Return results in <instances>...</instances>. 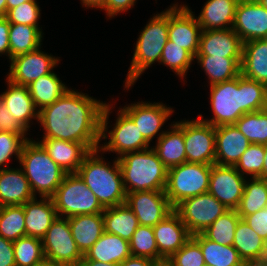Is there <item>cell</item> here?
<instances>
[{
  "instance_id": "2e32d148",
  "label": "cell",
  "mask_w": 267,
  "mask_h": 266,
  "mask_svg": "<svg viewBox=\"0 0 267 266\" xmlns=\"http://www.w3.org/2000/svg\"><path fill=\"white\" fill-rule=\"evenodd\" d=\"M125 204L142 226L154 227L174 210L165 191L130 192L126 194Z\"/></svg>"
},
{
  "instance_id": "4dcf8cb0",
  "label": "cell",
  "mask_w": 267,
  "mask_h": 266,
  "mask_svg": "<svg viewBox=\"0 0 267 266\" xmlns=\"http://www.w3.org/2000/svg\"><path fill=\"white\" fill-rule=\"evenodd\" d=\"M233 247L247 266L266 258L265 241L242 218L235 230Z\"/></svg>"
},
{
  "instance_id": "e7e4bbea",
  "label": "cell",
  "mask_w": 267,
  "mask_h": 266,
  "mask_svg": "<svg viewBox=\"0 0 267 266\" xmlns=\"http://www.w3.org/2000/svg\"><path fill=\"white\" fill-rule=\"evenodd\" d=\"M265 251H266V258H267V239L265 240Z\"/></svg>"
},
{
  "instance_id": "b9f144b4",
  "label": "cell",
  "mask_w": 267,
  "mask_h": 266,
  "mask_svg": "<svg viewBox=\"0 0 267 266\" xmlns=\"http://www.w3.org/2000/svg\"><path fill=\"white\" fill-rule=\"evenodd\" d=\"M13 246L16 266H34L45 259L42 239L23 236Z\"/></svg>"
},
{
  "instance_id": "db71d44e",
  "label": "cell",
  "mask_w": 267,
  "mask_h": 266,
  "mask_svg": "<svg viewBox=\"0 0 267 266\" xmlns=\"http://www.w3.org/2000/svg\"><path fill=\"white\" fill-rule=\"evenodd\" d=\"M159 265L160 263H158L155 260H151L144 257H136L132 255L118 264V266H159Z\"/></svg>"
},
{
  "instance_id": "f1b7e54d",
  "label": "cell",
  "mask_w": 267,
  "mask_h": 266,
  "mask_svg": "<svg viewBox=\"0 0 267 266\" xmlns=\"http://www.w3.org/2000/svg\"><path fill=\"white\" fill-rule=\"evenodd\" d=\"M72 236L84 255L105 232L102 214H85L68 217Z\"/></svg>"
},
{
  "instance_id": "3957f363",
  "label": "cell",
  "mask_w": 267,
  "mask_h": 266,
  "mask_svg": "<svg viewBox=\"0 0 267 266\" xmlns=\"http://www.w3.org/2000/svg\"><path fill=\"white\" fill-rule=\"evenodd\" d=\"M99 149L90 151L84 158L77 174L94 193L103 208L125 203L126 191L118 159L111 166L104 157L98 155Z\"/></svg>"
},
{
  "instance_id": "681fc988",
  "label": "cell",
  "mask_w": 267,
  "mask_h": 266,
  "mask_svg": "<svg viewBox=\"0 0 267 266\" xmlns=\"http://www.w3.org/2000/svg\"><path fill=\"white\" fill-rule=\"evenodd\" d=\"M243 220L264 241L267 239V207L245 216Z\"/></svg>"
},
{
  "instance_id": "484cf974",
  "label": "cell",
  "mask_w": 267,
  "mask_h": 266,
  "mask_svg": "<svg viewBox=\"0 0 267 266\" xmlns=\"http://www.w3.org/2000/svg\"><path fill=\"white\" fill-rule=\"evenodd\" d=\"M34 197L22 168L0 170L1 206L23 205Z\"/></svg>"
},
{
  "instance_id": "f6af8a7d",
  "label": "cell",
  "mask_w": 267,
  "mask_h": 266,
  "mask_svg": "<svg viewBox=\"0 0 267 266\" xmlns=\"http://www.w3.org/2000/svg\"><path fill=\"white\" fill-rule=\"evenodd\" d=\"M168 266H204L200 245L192 238L166 260Z\"/></svg>"
},
{
  "instance_id": "6da1fadb",
  "label": "cell",
  "mask_w": 267,
  "mask_h": 266,
  "mask_svg": "<svg viewBox=\"0 0 267 266\" xmlns=\"http://www.w3.org/2000/svg\"><path fill=\"white\" fill-rule=\"evenodd\" d=\"M105 103L86 93L67 90L54 103L39 111L42 139L82 143L89 151L101 143V114Z\"/></svg>"
},
{
  "instance_id": "8992f818",
  "label": "cell",
  "mask_w": 267,
  "mask_h": 266,
  "mask_svg": "<svg viewBox=\"0 0 267 266\" xmlns=\"http://www.w3.org/2000/svg\"><path fill=\"white\" fill-rule=\"evenodd\" d=\"M169 9L148 21L136 41L133 58L125 79L126 90L138 80L153 63L159 62L168 40Z\"/></svg>"
},
{
  "instance_id": "836d02e7",
  "label": "cell",
  "mask_w": 267,
  "mask_h": 266,
  "mask_svg": "<svg viewBox=\"0 0 267 266\" xmlns=\"http://www.w3.org/2000/svg\"><path fill=\"white\" fill-rule=\"evenodd\" d=\"M102 215L105 232L117 235L127 241L131 240L140 225L133 211L125 203L104 208Z\"/></svg>"
},
{
  "instance_id": "52a82bcc",
  "label": "cell",
  "mask_w": 267,
  "mask_h": 266,
  "mask_svg": "<svg viewBox=\"0 0 267 266\" xmlns=\"http://www.w3.org/2000/svg\"><path fill=\"white\" fill-rule=\"evenodd\" d=\"M112 108L111 103H105L101 114L100 139H109V141L102 146L100 145L98 149L103 153L115 152L118 154L116 158H120L126 153L148 149L150 143L139 132L134 121L121 108L117 113L118 117L113 129L108 132L107 124Z\"/></svg>"
},
{
  "instance_id": "d4e9b609",
  "label": "cell",
  "mask_w": 267,
  "mask_h": 266,
  "mask_svg": "<svg viewBox=\"0 0 267 266\" xmlns=\"http://www.w3.org/2000/svg\"><path fill=\"white\" fill-rule=\"evenodd\" d=\"M39 143L66 174L77 173L85 156L90 152L79 142L43 139Z\"/></svg>"
},
{
  "instance_id": "74e56055",
  "label": "cell",
  "mask_w": 267,
  "mask_h": 266,
  "mask_svg": "<svg viewBox=\"0 0 267 266\" xmlns=\"http://www.w3.org/2000/svg\"><path fill=\"white\" fill-rule=\"evenodd\" d=\"M235 125L251 144H267V108L242 115Z\"/></svg>"
},
{
  "instance_id": "03108f58",
  "label": "cell",
  "mask_w": 267,
  "mask_h": 266,
  "mask_svg": "<svg viewBox=\"0 0 267 266\" xmlns=\"http://www.w3.org/2000/svg\"><path fill=\"white\" fill-rule=\"evenodd\" d=\"M159 266H168L167 264H160Z\"/></svg>"
},
{
  "instance_id": "7402d4cb",
  "label": "cell",
  "mask_w": 267,
  "mask_h": 266,
  "mask_svg": "<svg viewBox=\"0 0 267 266\" xmlns=\"http://www.w3.org/2000/svg\"><path fill=\"white\" fill-rule=\"evenodd\" d=\"M170 126L171 131L160 132L156 140L157 143L153 146L158 158L167 169L186 162L184 121L175 122Z\"/></svg>"
},
{
  "instance_id": "603a6c76",
  "label": "cell",
  "mask_w": 267,
  "mask_h": 266,
  "mask_svg": "<svg viewBox=\"0 0 267 266\" xmlns=\"http://www.w3.org/2000/svg\"><path fill=\"white\" fill-rule=\"evenodd\" d=\"M25 216V236L42 239L51 223L58 217L51 198L36 197L23 204Z\"/></svg>"
},
{
  "instance_id": "44dd1931",
  "label": "cell",
  "mask_w": 267,
  "mask_h": 266,
  "mask_svg": "<svg viewBox=\"0 0 267 266\" xmlns=\"http://www.w3.org/2000/svg\"><path fill=\"white\" fill-rule=\"evenodd\" d=\"M215 163L235 166L251 144L235 124L215 127Z\"/></svg>"
},
{
  "instance_id": "f546056e",
  "label": "cell",
  "mask_w": 267,
  "mask_h": 266,
  "mask_svg": "<svg viewBox=\"0 0 267 266\" xmlns=\"http://www.w3.org/2000/svg\"><path fill=\"white\" fill-rule=\"evenodd\" d=\"M239 0H208L197 20L202 30L231 29Z\"/></svg>"
},
{
  "instance_id": "ac0fdd59",
  "label": "cell",
  "mask_w": 267,
  "mask_h": 266,
  "mask_svg": "<svg viewBox=\"0 0 267 266\" xmlns=\"http://www.w3.org/2000/svg\"><path fill=\"white\" fill-rule=\"evenodd\" d=\"M135 123L143 137L150 143L162 125L174 113L171 107L161 103L137 102L121 108Z\"/></svg>"
},
{
  "instance_id": "f5cc1de1",
  "label": "cell",
  "mask_w": 267,
  "mask_h": 266,
  "mask_svg": "<svg viewBox=\"0 0 267 266\" xmlns=\"http://www.w3.org/2000/svg\"><path fill=\"white\" fill-rule=\"evenodd\" d=\"M11 23L5 18L0 17V56L6 54L10 59L9 30Z\"/></svg>"
},
{
  "instance_id": "ab89813d",
  "label": "cell",
  "mask_w": 267,
  "mask_h": 266,
  "mask_svg": "<svg viewBox=\"0 0 267 266\" xmlns=\"http://www.w3.org/2000/svg\"><path fill=\"white\" fill-rule=\"evenodd\" d=\"M241 217L236 210H228L219 216L202 234L218 244L233 245L235 230Z\"/></svg>"
},
{
  "instance_id": "ffe728a7",
  "label": "cell",
  "mask_w": 267,
  "mask_h": 266,
  "mask_svg": "<svg viewBox=\"0 0 267 266\" xmlns=\"http://www.w3.org/2000/svg\"><path fill=\"white\" fill-rule=\"evenodd\" d=\"M243 43L231 29L202 30L197 55L242 58Z\"/></svg>"
},
{
  "instance_id": "7a4b0ae2",
  "label": "cell",
  "mask_w": 267,
  "mask_h": 266,
  "mask_svg": "<svg viewBox=\"0 0 267 266\" xmlns=\"http://www.w3.org/2000/svg\"><path fill=\"white\" fill-rule=\"evenodd\" d=\"M210 103L214 116L208 120L214 127L235 124L244 114L267 108V85L243 77L210 86Z\"/></svg>"
},
{
  "instance_id": "6125c7cd",
  "label": "cell",
  "mask_w": 267,
  "mask_h": 266,
  "mask_svg": "<svg viewBox=\"0 0 267 266\" xmlns=\"http://www.w3.org/2000/svg\"><path fill=\"white\" fill-rule=\"evenodd\" d=\"M252 266H267V258L262 259L261 261L255 263V264L252 265Z\"/></svg>"
},
{
  "instance_id": "7dc6e473",
  "label": "cell",
  "mask_w": 267,
  "mask_h": 266,
  "mask_svg": "<svg viewBox=\"0 0 267 266\" xmlns=\"http://www.w3.org/2000/svg\"><path fill=\"white\" fill-rule=\"evenodd\" d=\"M26 140L20 135L12 132H0V170L8 168L7 163L14 155L19 160L21 150ZM4 165V167H3Z\"/></svg>"
},
{
  "instance_id": "9f6ffc18",
  "label": "cell",
  "mask_w": 267,
  "mask_h": 266,
  "mask_svg": "<svg viewBox=\"0 0 267 266\" xmlns=\"http://www.w3.org/2000/svg\"><path fill=\"white\" fill-rule=\"evenodd\" d=\"M79 266H118L116 263L97 262L94 260H82Z\"/></svg>"
},
{
  "instance_id": "91938a15",
  "label": "cell",
  "mask_w": 267,
  "mask_h": 266,
  "mask_svg": "<svg viewBox=\"0 0 267 266\" xmlns=\"http://www.w3.org/2000/svg\"><path fill=\"white\" fill-rule=\"evenodd\" d=\"M7 14V0H0V17H5Z\"/></svg>"
},
{
  "instance_id": "f907efd6",
  "label": "cell",
  "mask_w": 267,
  "mask_h": 266,
  "mask_svg": "<svg viewBox=\"0 0 267 266\" xmlns=\"http://www.w3.org/2000/svg\"><path fill=\"white\" fill-rule=\"evenodd\" d=\"M137 0H105L104 6L101 8L105 10L109 18L116 16L119 13L128 11L134 7Z\"/></svg>"
},
{
  "instance_id": "7c38bea8",
  "label": "cell",
  "mask_w": 267,
  "mask_h": 266,
  "mask_svg": "<svg viewBox=\"0 0 267 266\" xmlns=\"http://www.w3.org/2000/svg\"><path fill=\"white\" fill-rule=\"evenodd\" d=\"M186 162L213 165L215 163V127L202 121L184 120Z\"/></svg>"
},
{
  "instance_id": "ba28073f",
  "label": "cell",
  "mask_w": 267,
  "mask_h": 266,
  "mask_svg": "<svg viewBox=\"0 0 267 266\" xmlns=\"http://www.w3.org/2000/svg\"><path fill=\"white\" fill-rule=\"evenodd\" d=\"M58 217L102 214L104 208L77 173L66 174L51 197Z\"/></svg>"
},
{
  "instance_id": "83f0119b",
  "label": "cell",
  "mask_w": 267,
  "mask_h": 266,
  "mask_svg": "<svg viewBox=\"0 0 267 266\" xmlns=\"http://www.w3.org/2000/svg\"><path fill=\"white\" fill-rule=\"evenodd\" d=\"M130 256L129 241L104 232L93 246L84 253L82 260L119 264Z\"/></svg>"
},
{
  "instance_id": "c3c4849f",
  "label": "cell",
  "mask_w": 267,
  "mask_h": 266,
  "mask_svg": "<svg viewBox=\"0 0 267 266\" xmlns=\"http://www.w3.org/2000/svg\"><path fill=\"white\" fill-rule=\"evenodd\" d=\"M12 132L20 134L26 141V133L28 132L9 112L8 108L0 98V132Z\"/></svg>"
},
{
  "instance_id": "4316f807",
  "label": "cell",
  "mask_w": 267,
  "mask_h": 266,
  "mask_svg": "<svg viewBox=\"0 0 267 266\" xmlns=\"http://www.w3.org/2000/svg\"><path fill=\"white\" fill-rule=\"evenodd\" d=\"M241 75L267 85V39L243 43Z\"/></svg>"
},
{
  "instance_id": "d6986e66",
  "label": "cell",
  "mask_w": 267,
  "mask_h": 266,
  "mask_svg": "<svg viewBox=\"0 0 267 266\" xmlns=\"http://www.w3.org/2000/svg\"><path fill=\"white\" fill-rule=\"evenodd\" d=\"M153 228L159 254L167 260L184 246L191 234L173 210Z\"/></svg>"
},
{
  "instance_id": "8d00e7d4",
  "label": "cell",
  "mask_w": 267,
  "mask_h": 266,
  "mask_svg": "<svg viewBox=\"0 0 267 266\" xmlns=\"http://www.w3.org/2000/svg\"><path fill=\"white\" fill-rule=\"evenodd\" d=\"M250 179L248 181L246 179L244 192L236 209L242 219L267 207V180L262 178Z\"/></svg>"
},
{
  "instance_id": "11a10c76",
  "label": "cell",
  "mask_w": 267,
  "mask_h": 266,
  "mask_svg": "<svg viewBox=\"0 0 267 266\" xmlns=\"http://www.w3.org/2000/svg\"><path fill=\"white\" fill-rule=\"evenodd\" d=\"M81 2L84 7L101 9L104 6L105 0H81Z\"/></svg>"
},
{
  "instance_id": "d6a6232c",
  "label": "cell",
  "mask_w": 267,
  "mask_h": 266,
  "mask_svg": "<svg viewBox=\"0 0 267 266\" xmlns=\"http://www.w3.org/2000/svg\"><path fill=\"white\" fill-rule=\"evenodd\" d=\"M195 59L208 76L210 86L231 80L241 74L242 58L196 55Z\"/></svg>"
},
{
  "instance_id": "94428289",
  "label": "cell",
  "mask_w": 267,
  "mask_h": 266,
  "mask_svg": "<svg viewBox=\"0 0 267 266\" xmlns=\"http://www.w3.org/2000/svg\"><path fill=\"white\" fill-rule=\"evenodd\" d=\"M34 266H58L50 260L44 259L42 262L35 264Z\"/></svg>"
},
{
  "instance_id": "d590c367",
  "label": "cell",
  "mask_w": 267,
  "mask_h": 266,
  "mask_svg": "<svg viewBox=\"0 0 267 266\" xmlns=\"http://www.w3.org/2000/svg\"><path fill=\"white\" fill-rule=\"evenodd\" d=\"M43 33L36 27L11 23L9 30L10 60L41 47Z\"/></svg>"
},
{
  "instance_id": "816d5d0a",
  "label": "cell",
  "mask_w": 267,
  "mask_h": 266,
  "mask_svg": "<svg viewBox=\"0 0 267 266\" xmlns=\"http://www.w3.org/2000/svg\"><path fill=\"white\" fill-rule=\"evenodd\" d=\"M0 266H16L13 242L0 235Z\"/></svg>"
},
{
  "instance_id": "e0dca14e",
  "label": "cell",
  "mask_w": 267,
  "mask_h": 266,
  "mask_svg": "<svg viewBox=\"0 0 267 266\" xmlns=\"http://www.w3.org/2000/svg\"><path fill=\"white\" fill-rule=\"evenodd\" d=\"M232 29L242 43L267 39V9L257 1L239 0Z\"/></svg>"
},
{
  "instance_id": "be15d7a7",
  "label": "cell",
  "mask_w": 267,
  "mask_h": 266,
  "mask_svg": "<svg viewBox=\"0 0 267 266\" xmlns=\"http://www.w3.org/2000/svg\"><path fill=\"white\" fill-rule=\"evenodd\" d=\"M257 2L267 9V0H258Z\"/></svg>"
},
{
  "instance_id": "8fae6325",
  "label": "cell",
  "mask_w": 267,
  "mask_h": 266,
  "mask_svg": "<svg viewBox=\"0 0 267 266\" xmlns=\"http://www.w3.org/2000/svg\"><path fill=\"white\" fill-rule=\"evenodd\" d=\"M191 235L202 233L228 209L211 193L206 192L184 199L174 207Z\"/></svg>"
},
{
  "instance_id": "9a60e30c",
  "label": "cell",
  "mask_w": 267,
  "mask_h": 266,
  "mask_svg": "<svg viewBox=\"0 0 267 266\" xmlns=\"http://www.w3.org/2000/svg\"><path fill=\"white\" fill-rule=\"evenodd\" d=\"M40 49L12 58L7 79L14 84L28 86L41 76L52 73L60 59Z\"/></svg>"
},
{
  "instance_id": "f35d334b",
  "label": "cell",
  "mask_w": 267,
  "mask_h": 266,
  "mask_svg": "<svg viewBox=\"0 0 267 266\" xmlns=\"http://www.w3.org/2000/svg\"><path fill=\"white\" fill-rule=\"evenodd\" d=\"M130 252L132 256L144 257L165 264L166 260L159 254L154 231L151 226L139 225L132 235Z\"/></svg>"
},
{
  "instance_id": "5b68a950",
  "label": "cell",
  "mask_w": 267,
  "mask_h": 266,
  "mask_svg": "<svg viewBox=\"0 0 267 266\" xmlns=\"http://www.w3.org/2000/svg\"><path fill=\"white\" fill-rule=\"evenodd\" d=\"M19 164L35 197L38 193L40 198H51L66 175L39 141L31 139L22 147Z\"/></svg>"
},
{
  "instance_id": "ee69618b",
  "label": "cell",
  "mask_w": 267,
  "mask_h": 266,
  "mask_svg": "<svg viewBox=\"0 0 267 266\" xmlns=\"http://www.w3.org/2000/svg\"><path fill=\"white\" fill-rule=\"evenodd\" d=\"M264 156V145L250 144L234 167L243 176L247 174L251 178H262Z\"/></svg>"
},
{
  "instance_id": "6f0895ef",
  "label": "cell",
  "mask_w": 267,
  "mask_h": 266,
  "mask_svg": "<svg viewBox=\"0 0 267 266\" xmlns=\"http://www.w3.org/2000/svg\"><path fill=\"white\" fill-rule=\"evenodd\" d=\"M31 0H7V11Z\"/></svg>"
},
{
  "instance_id": "277c9868",
  "label": "cell",
  "mask_w": 267,
  "mask_h": 266,
  "mask_svg": "<svg viewBox=\"0 0 267 266\" xmlns=\"http://www.w3.org/2000/svg\"><path fill=\"white\" fill-rule=\"evenodd\" d=\"M117 159L126 194L165 190L168 169L152 146L142 151L126 153Z\"/></svg>"
},
{
  "instance_id": "5bb4252c",
  "label": "cell",
  "mask_w": 267,
  "mask_h": 266,
  "mask_svg": "<svg viewBox=\"0 0 267 266\" xmlns=\"http://www.w3.org/2000/svg\"><path fill=\"white\" fill-rule=\"evenodd\" d=\"M187 5L173 4L169 8L168 40L190 52L198 53L202 29Z\"/></svg>"
},
{
  "instance_id": "30bf717a",
  "label": "cell",
  "mask_w": 267,
  "mask_h": 266,
  "mask_svg": "<svg viewBox=\"0 0 267 266\" xmlns=\"http://www.w3.org/2000/svg\"><path fill=\"white\" fill-rule=\"evenodd\" d=\"M45 259L58 266H79L83 254L72 236L68 218L57 217L42 238Z\"/></svg>"
},
{
  "instance_id": "1f68e13d",
  "label": "cell",
  "mask_w": 267,
  "mask_h": 266,
  "mask_svg": "<svg viewBox=\"0 0 267 266\" xmlns=\"http://www.w3.org/2000/svg\"><path fill=\"white\" fill-rule=\"evenodd\" d=\"M200 245L208 266H247L233 245H222L207 239L202 233L191 235Z\"/></svg>"
},
{
  "instance_id": "4fadbf2b",
  "label": "cell",
  "mask_w": 267,
  "mask_h": 266,
  "mask_svg": "<svg viewBox=\"0 0 267 266\" xmlns=\"http://www.w3.org/2000/svg\"><path fill=\"white\" fill-rule=\"evenodd\" d=\"M246 177L247 175H241L234 166L214 163L209 177L208 192L228 210H236L244 192Z\"/></svg>"
},
{
  "instance_id": "680465c9",
  "label": "cell",
  "mask_w": 267,
  "mask_h": 266,
  "mask_svg": "<svg viewBox=\"0 0 267 266\" xmlns=\"http://www.w3.org/2000/svg\"><path fill=\"white\" fill-rule=\"evenodd\" d=\"M265 156H264V164L262 169V179L267 180V144L264 145Z\"/></svg>"
},
{
  "instance_id": "e575fe53",
  "label": "cell",
  "mask_w": 267,
  "mask_h": 266,
  "mask_svg": "<svg viewBox=\"0 0 267 266\" xmlns=\"http://www.w3.org/2000/svg\"><path fill=\"white\" fill-rule=\"evenodd\" d=\"M35 107L40 111L43 107L54 103L68 88L54 72L41 76L28 86Z\"/></svg>"
},
{
  "instance_id": "7bdbcfd3",
  "label": "cell",
  "mask_w": 267,
  "mask_h": 266,
  "mask_svg": "<svg viewBox=\"0 0 267 266\" xmlns=\"http://www.w3.org/2000/svg\"><path fill=\"white\" fill-rule=\"evenodd\" d=\"M194 59L195 57L190 52L167 40L160 63L168 66L176 75L184 79Z\"/></svg>"
},
{
  "instance_id": "cb8c5ba5",
  "label": "cell",
  "mask_w": 267,
  "mask_h": 266,
  "mask_svg": "<svg viewBox=\"0 0 267 266\" xmlns=\"http://www.w3.org/2000/svg\"><path fill=\"white\" fill-rule=\"evenodd\" d=\"M8 88L0 98L13 117L28 131L32 118L39 120V110L35 107L28 87L12 83L6 78Z\"/></svg>"
},
{
  "instance_id": "60d3db41",
  "label": "cell",
  "mask_w": 267,
  "mask_h": 266,
  "mask_svg": "<svg viewBox=\"0 0 267 266\" xmlns=\"http://www.w3.org/2000/svg\"><path fill=\"white\" fill-rule=\"evenodd\" d=\"M0 235L9 241L25 236L23 205L2 206L0 210Z\"/></svg>"
},
{
  "instance_id": "bcb514c9",
  "label": "cell",
  "mask_w": 267,
  "mask_h": 266,
  "mask_svg": "<svg viewBox=\"0 0 267 266\" xmlns=\"http://www.w3.org/2000/svg\"><path fill=\"white\" fill-rule=\"evenodd\" d=\"M40 7L36 0L27 1L7 11L5 18L10 23L36 26L41 32L42 27L38 26V19L41 17Z\"/></svg>"
},
{
  "instance_id": "9c48e42d",
  "label": "cell",
  "mask_w": 267,
  "mask_h": 266,
  "mask_svg": "<svg viewBox=\"0 0 267 266\" xmlns=\"http://www.w3.org/2000/svg\"><path fill=\"white\" fill-rule=\"evenodd\" d=\"M212 165L184 162L167 170L165 194L174 208L184 199L208 192Z\"/></svg>"
}]
</instances>
